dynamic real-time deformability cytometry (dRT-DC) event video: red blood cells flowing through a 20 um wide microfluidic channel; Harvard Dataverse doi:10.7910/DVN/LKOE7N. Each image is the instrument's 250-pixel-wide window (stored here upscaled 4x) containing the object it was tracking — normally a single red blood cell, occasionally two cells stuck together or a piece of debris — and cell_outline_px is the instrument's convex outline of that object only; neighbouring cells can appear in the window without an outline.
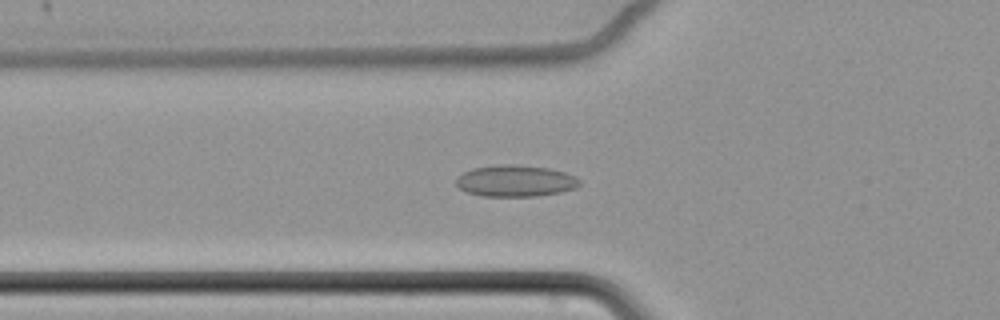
{"species": "common noctule bat (a hibernating species)", "species_latin": "Nyctalus noctula", "temperature_condition": "cold", "stored_images_in_passage": 65, "camera_frame_rate_fps": 3000, "um_per_image_px": 0.085, "animal": {"sex": "female", "body_mass_g": 22.7, "forearm_length_mm": 54.2}, "frame": {"image": 1, "passage_image": 26, "time_ms": 8.333, "image_size_px": [1000, 320], "cell_outline_px": [[580, 184], [576, 188], [560, 192], [536, 196], [480, 196], [468, 192], [460, 188], [456, 184], [456, 176], [472, 168], [500, 164], [512, 164], [548, 168], [564, 172], [576, 176], [580, 180]], "centroid_in_image_um": [43.8, 15.37], "position_along_channel_um": 82.0, "area_um2": 22.72}}
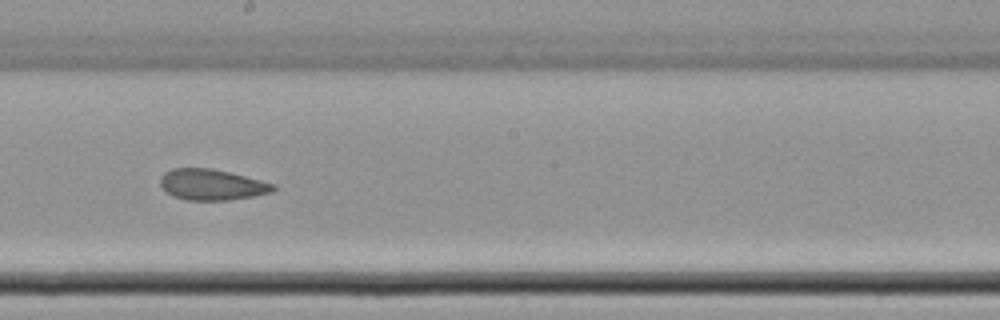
{"frame": {"image": 2, "passage_image": 39, "time_ms": 12.667, "image_size_px": [1000, 320], "cell_outline_px": [[276, 188], [272, 192], [252, 196], [228, 200], [184, 200], [168, 192], [160, 184], [160, 176], [164, 172], [172, 168], [212, 168], [276, 184]], "centroid_in_image_um": [18.0, 15.69], "position_along_channel_um": 230.2, "area_um2": 20.17}}
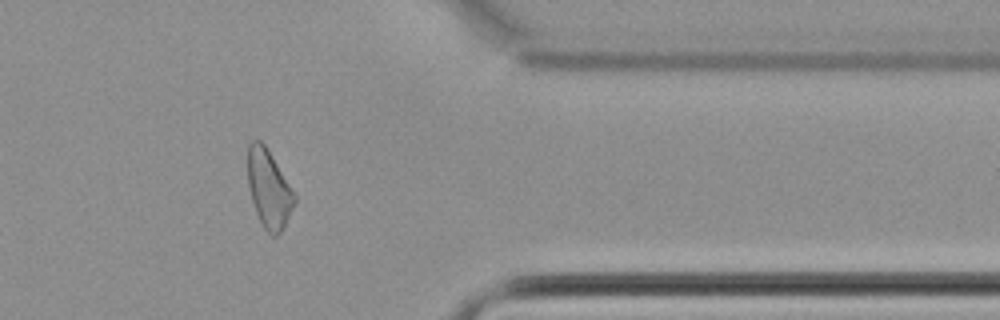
{"frame": {"image": 3, "passage_image": 54, "time_ms": 17.667, "image_size_px": [1000, 320], "cell_outline_px": [[296, 200], [280, 232], [276, 236], [272, 236], [264, 228], [256, 212], [252, 200], [248, 184], [248, 144], [252, 140], [260, 140], [268, 148], [296, 196]], "centroid_in_image_um": [22.83, 16.01], "position_along_channel_um": 388.6, "area_um2": 20.87}, "authors_computed_cell_mechanics": {"area_um2": 22.7154, "velocity_mm_per_s": 3.4313, "shape_relaxation_time_tau1_ms": null, "shape_relaxation_time_tau2_ms": 2.6687, "deformation_change_tau1": null, "deformation_change_tau2": 0.0802}}